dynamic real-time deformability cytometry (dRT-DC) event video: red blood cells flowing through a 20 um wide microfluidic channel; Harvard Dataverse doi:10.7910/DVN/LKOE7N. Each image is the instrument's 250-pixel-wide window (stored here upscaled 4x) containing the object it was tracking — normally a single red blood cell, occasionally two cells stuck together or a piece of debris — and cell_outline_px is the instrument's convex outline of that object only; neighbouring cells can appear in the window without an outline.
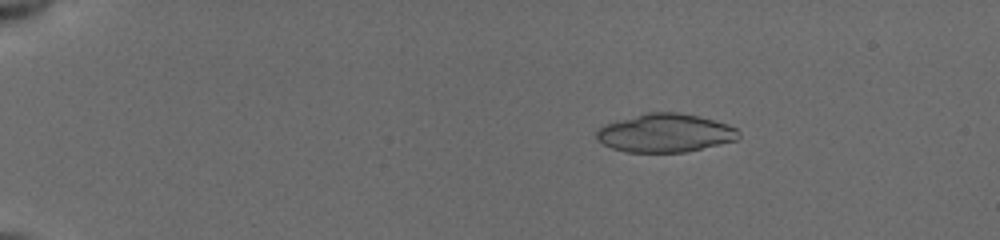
{"species": "common noctule bat (a hibernating species)", "species_latin": "Nyctalus noctula", "temperature_condition": "cold", "stored_images_in_passage": 49, "camera_frame_rate_fps": 3000, "um_per_image_px": 0.085, "animal": {"sex": "female", "body_mass_g": 19.5, "forearm_length_mm": 54.1}, "frame": {"image": 1, "passage_image": 5, "time_ms": 1.333, "image_size_px": [1000, 240], "cell_outline_px": [[740, 136], [736, 140], [684, 152], [628, 152], [612, 148], [596, 140], [596, 128], [604, 124], [648, 112], [676, 112], [700, 116], [728, 124], [736, 128], [740, 132]], "centroid_in_image_um": [56.52, 11.3], "position_along_channel_um": 28.5, "area_um2": 31.79}}